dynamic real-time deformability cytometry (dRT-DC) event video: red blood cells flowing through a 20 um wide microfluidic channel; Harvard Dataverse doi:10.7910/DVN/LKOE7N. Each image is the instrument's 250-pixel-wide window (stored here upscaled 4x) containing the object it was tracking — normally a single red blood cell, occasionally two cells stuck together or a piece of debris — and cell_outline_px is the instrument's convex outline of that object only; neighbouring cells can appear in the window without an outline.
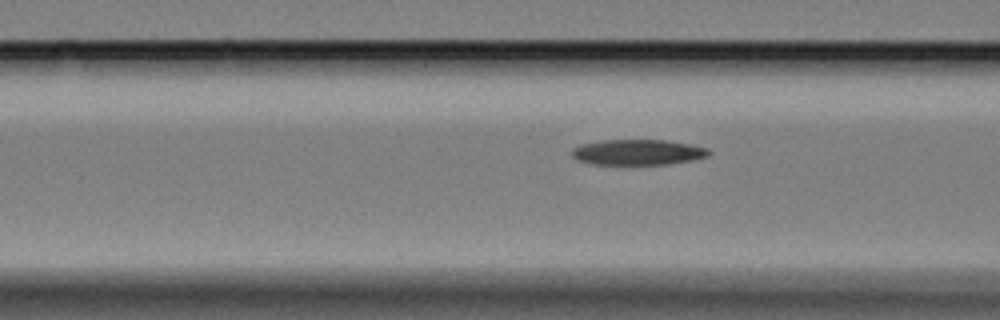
{"species": "Egyptian fruit bat (a non-hibernating species)", "species_latin": "Rousettus aegyptiacus", "temperature_condition": "cold", "stored_images_in_passage": 5, "camera_frame_rate_fps": 3000, "um_per_image_px": 0.085, "animal": {"sex": "female"}, "frame": {"image": 1, "passage_image": 5, "time_ms": 7.667, "image_size_px": [1000, 320], "cell_outline_px": [[712, 152], [708, 156], [692, 160], [668, 164], [592, 164], [580, 160], [572, 156], [572, 148], [580, 144], [600, 140], [664, 140], [688, 144], [708, 148]], "centroid_in_image_um": [54.21, 12.93], "position_along_channel_um": 112.4, "area_um2": 20.29}}